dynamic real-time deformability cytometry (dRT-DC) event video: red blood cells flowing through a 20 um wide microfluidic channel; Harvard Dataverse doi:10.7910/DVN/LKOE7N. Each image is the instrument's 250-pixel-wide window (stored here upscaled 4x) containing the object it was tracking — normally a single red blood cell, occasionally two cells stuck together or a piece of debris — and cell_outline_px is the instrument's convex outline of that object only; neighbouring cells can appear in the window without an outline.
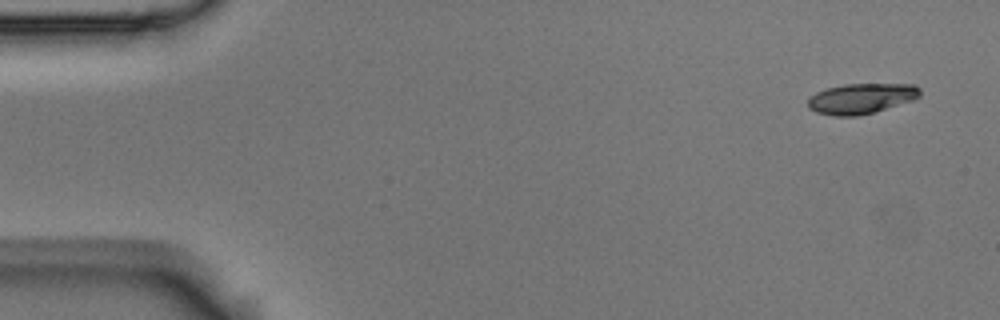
{"species": "Egyptian fruit bat (a non-hibernating species)", "species_latin": "Rousettus aegyptiacus", "temperature_condition": "room temperature", "stored_images_in_passage": 6, "camera_frame_rate_fps": 3000, "um_per_image_px": 0.085, "animal": {"sex": "male"}, "frame": {"image": 1, "passage_image": 1, "time_ms": 0.0, "image_size_px": [1000, 320], "cell_outline_px": [[920, 96], [912, 100], [872, 112], [856, 116], [832, 116], [816, 112], [808, 108], [808, 100], [816, 92], [828, 88], [844, 84], [916, 84], [920, 88]], "centroid_in_image_um": [73.19, 8.37], "position_along_channel_um": 11.8, "area_um2": 19.65}}
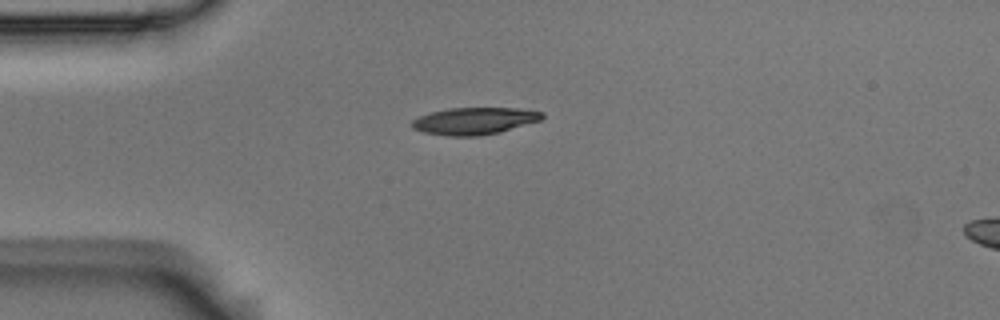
{"frame": {"image": 2, "passage_image": 4, "time_ms": 1.0, "image_size_px": [1000, 320], "cell_outline_px": [[544, 116], [540, 120], [500, 132], [480, 136], [448, 136], [424, 132], [412, 128], [412, 120], [420, 116], [432, 112], [448, 108], [516, 108], [544, 112]], "centroid_in_image_um": [40.32, 10.28], "position_along_channel_um": 44.7, "area_um2": 20.4}}
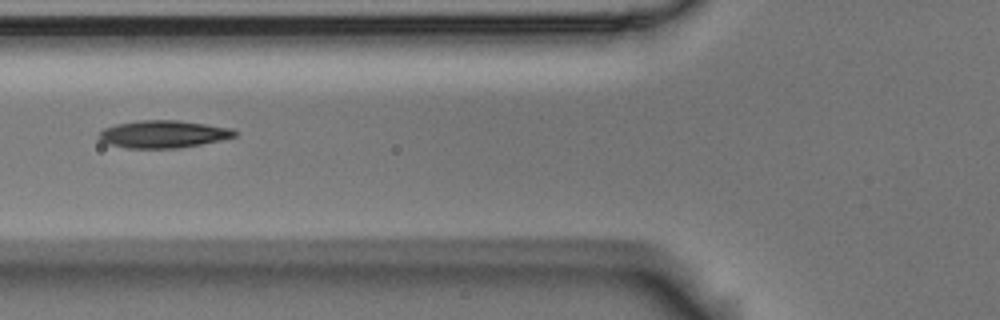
{"frame": {"image": 3, "passage_image": 6, "time_ms": 1.667, "image_size_px": [1000, 320], "cell_outline_px": [[236, 136], [220, 140], [180, 148], [124, 148], [108, 144], [100, 140], [100, 132], [104, 128], [116, 124], [140, 120], [176, 120], [232, 128], [236, 132]], "centroid_in_image_um": [13.86, 11.4], "position_along_channel_um": 111.9, "area_um2": 21.56}}